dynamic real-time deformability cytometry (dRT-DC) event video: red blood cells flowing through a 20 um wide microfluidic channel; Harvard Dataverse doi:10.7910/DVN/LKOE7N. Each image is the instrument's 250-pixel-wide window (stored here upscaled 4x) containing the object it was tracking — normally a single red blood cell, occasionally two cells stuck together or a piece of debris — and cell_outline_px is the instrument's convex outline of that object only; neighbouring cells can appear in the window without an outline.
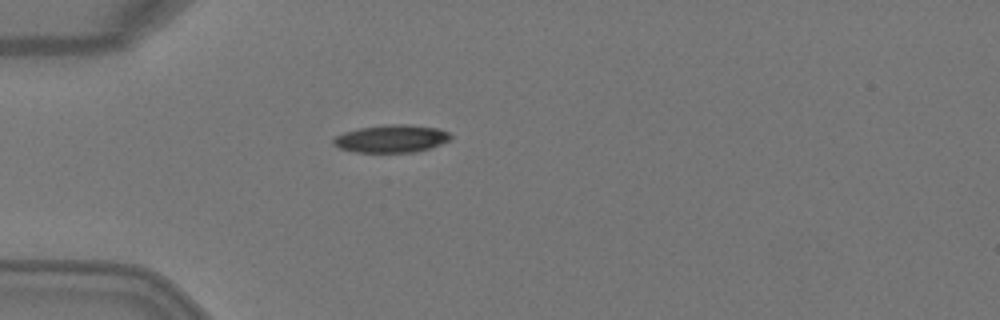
{"species": "Egyptian fruit bat (a non-hibernating species)", "species_latin": "Rousettus aegyptiacus", "temperature_condition": "warm", "stored_images_in_passage": 1, "camera_frame_rate_fps": 3000, "um_per_image_px": 0.085, "animal": {"sex": "female"}, "frame": {"image": 1, "passage_image": 1, "time_ms": 0.0, "image_size_px": [1000, 320], "cell_outline_px": [[452, 136], [448, 140], [440, 144], [416, 152], [356, 152], [340, 148], [332, 144], [332, 140], [336, 136], [344, 132], [360, 128], [380, 124], [408, 124], [440, 128], [448, 132]], "centroid_in_image_um": [33.26, 11.77], "position_along_channel_um": 51.7, "area_um2": 18.96}}